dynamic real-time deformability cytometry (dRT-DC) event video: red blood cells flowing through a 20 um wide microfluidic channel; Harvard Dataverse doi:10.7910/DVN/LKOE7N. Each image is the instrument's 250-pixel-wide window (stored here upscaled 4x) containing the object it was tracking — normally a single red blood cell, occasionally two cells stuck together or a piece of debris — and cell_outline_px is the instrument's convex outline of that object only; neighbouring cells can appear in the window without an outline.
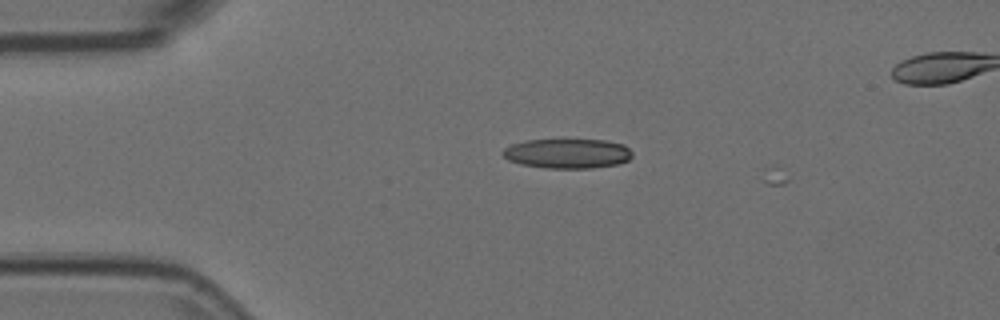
{"species": "Egyptian fruit bat (a non-hibernating species)", "species_latin": "Rousettus aegyptiacus", "temperature_condition": "room temperature", "stored_images_in_passage": 3, "camera_frame_rate_fps": 3000, "um_per_image_px": 0.085, "animal": {"sex": "female"}, "frame": {"image": 1, "passage_image": 2, "time_ms": 0.333, "image_size_px": [1000, 320], "cell_outline_px": [[632, 156], [628, 160], [616, 164], [592, 168], [548, 168], [520, 164], [508, 160], [500, 152], [504, 148], [512, 144], [524, 140], [604, 140], [624, 144], [632, 152]], "centroid_in_image_um": [48.21, 13.04], "position_along_channel_um": 36.8, "area_um2": 22.37}}